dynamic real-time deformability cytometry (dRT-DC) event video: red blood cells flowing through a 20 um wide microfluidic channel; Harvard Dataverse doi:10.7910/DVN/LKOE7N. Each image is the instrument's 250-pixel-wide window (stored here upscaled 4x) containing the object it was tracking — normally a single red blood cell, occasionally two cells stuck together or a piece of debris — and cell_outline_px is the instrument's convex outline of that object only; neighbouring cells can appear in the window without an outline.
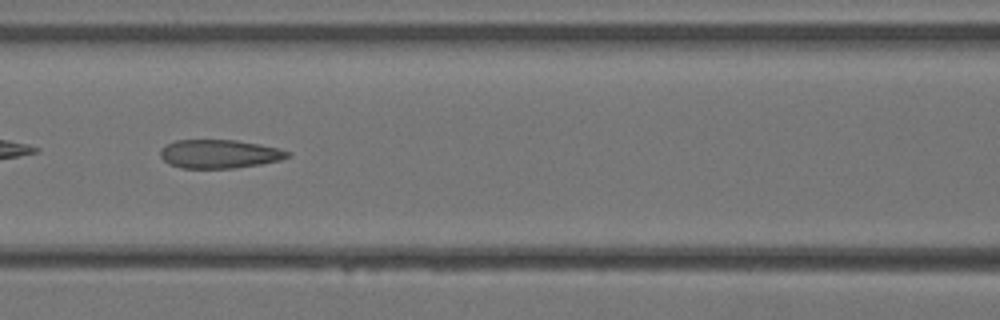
{"species": "Egyptian fruit bat (a non-hibernating species)", "species_latin": "Rousettus aegyptiacus", "temperature_condition": "warm", "stored_images_in_passage": 33, "camera_frame_rate_fps": 3000, "um_per_image_px": 0.085, "animal": {"sex": "female"}, "frame": {"image": 1, "passage_image": 14, "time_ms": 4.333, "image_size_px": [1000, 320], "cell_outline_px": [[292, 156], [280, 160], [260, 164], [236, 168], [180, 168], [168, 164], [160, 156], [160, 148], [176, 140], [236, 140], [260, 144], [292, 152]], "centroid_in_image_um": [18.65, 13.09], "position_along_channel_um": 148.0, "area_um2": 21.33}}
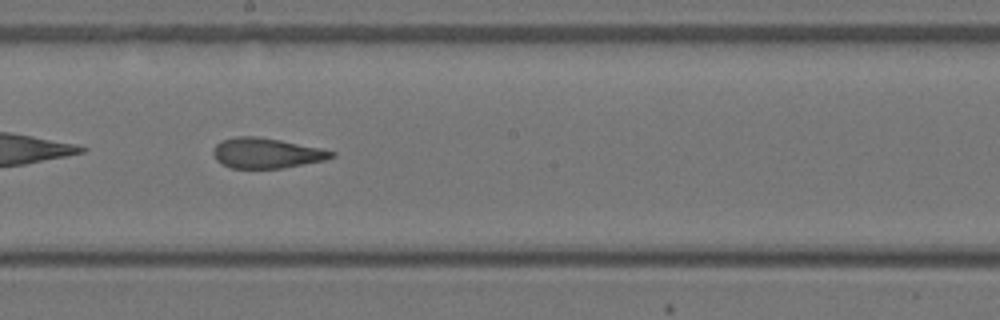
{"frame": {"image": 2, "passage_image": 18, "time_ms": 5.667, "image_size_px": [1000, 320], "cell_outline_px": [[336, 156], [324, 160], [284, 168], [232, 168], [216, 160], [212, 152], [216, 144], [224, 140], [236, 136], [252, 136], [280, 140], [320, 148], [336, 152]], "centroid_in_image_um": [22.66, 13.02], "position_along_channel_um": 225.5, "area_um2": 20.63}}
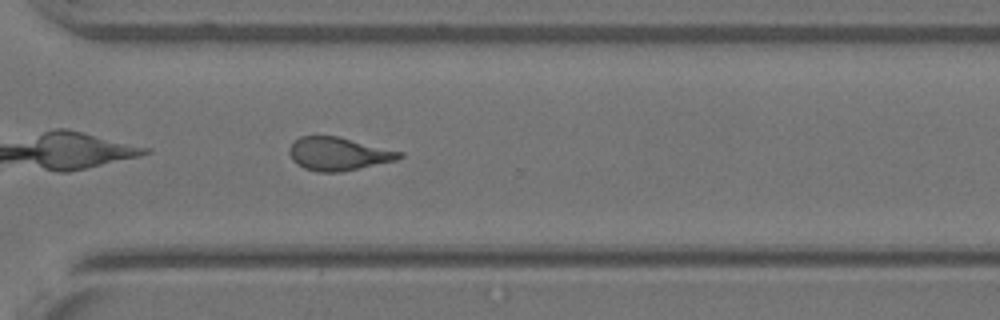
{"frame": {"image": 3, "passage_image": 24, "time_ms": 7.667, "image_size_px": [1000, 320], "cell_outline_px": [[404, 156], [396, 160], [340, 172], [316, 172], [304, 168], [296, 164], [292, 160], [288, 152], [288, 148], [300, 136], [340, 136], [404, 152]], "centroid_in_image_um": [28.76, 13.07], "position_along_channel_um": 341.8, "area_um2": 21.44}}